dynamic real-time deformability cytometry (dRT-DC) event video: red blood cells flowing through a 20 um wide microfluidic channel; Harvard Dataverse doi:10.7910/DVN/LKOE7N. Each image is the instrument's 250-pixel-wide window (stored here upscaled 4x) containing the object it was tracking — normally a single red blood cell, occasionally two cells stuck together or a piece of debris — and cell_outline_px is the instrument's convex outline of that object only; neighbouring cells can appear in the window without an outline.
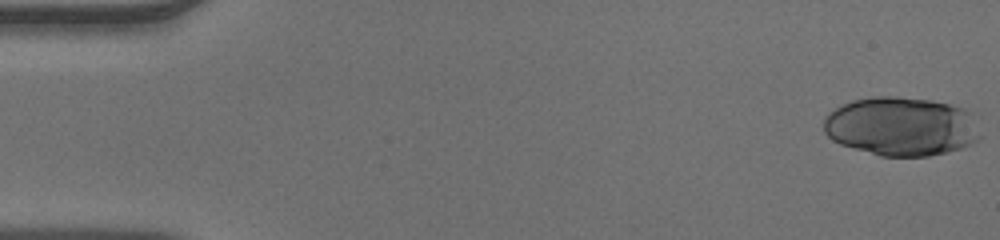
{"species": "human", "species_latin": "Homo sapiens", "temperature_condition": "warm", "stored_images_in_passage": 49, "camera_frame_rate_fps": 3000, "um_per_image_px": 0.085, "donor": {"sex": "male"}, "frame": {"image": 1, "passage_image": 1, "time_ms": 0.0, "image_size_px": [1000, 240], "cell_outline_px": [[980, 136], [972, 144], [948, 152], [928, 156], [880, 156], [840, 144], [832, 140], [824, 132], [824, 116], [828, 112], [852, 100], [872, 96], [896, 96], [932, 100], [964, 108], [972, 112]], "centroid_in_image_um": [76.59, 10.74], "position_along_channel_um": 8.4, "area_um2": 53.99}}
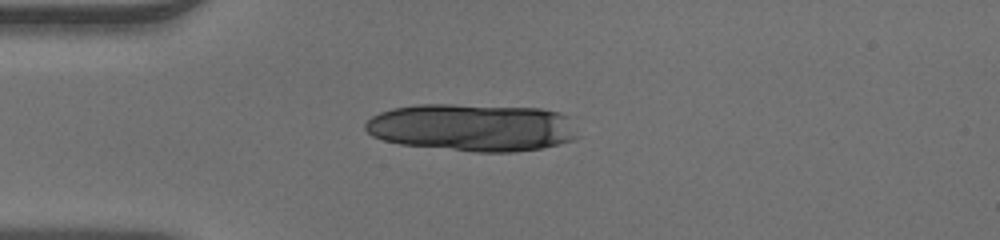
{"frame": {"image": 2, "passage_image": 13, "time_ms": 4.0, "image_size_px": [1000, 240], "cell_outline_px": [[580, 136], [576, 140], [540, 148], [516, 152], [476, 152], [400, 144], [384, 140], [372, 136], [364, 128], [364, 124], [372, 116], [380, 112], [392, 108], [420, 104], [452, 104], [540, 108], [560, 112], [568, 116]], "centroid_in_image_um": [40.18, 10.83], "position_along_channel_um": 44.8, "area_um2": 59.3}}
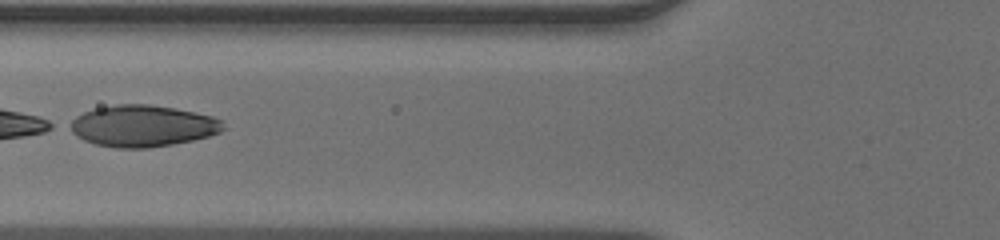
{"frame": {"image": 3, "passage_image": 20, "time_ms": 6.333, "image_size_px": [1000, 240], "cell_outline_px": [[224, 128], [220, 132], [208, 136], [192, 140], [172, 144], [148, 148], [116, 148], [96, 144], [84, 140], [76, 136], [64, 128], [64, 124], [76, 116], [84, 112], [96, 108], [116, 104], [148, 104], [176, 108], [212, 116], [220, 120]], "centroid_in_image_um": [12.03, 10.7], "position_along_channel_um": 113.8, "area_um2": 37.34}}